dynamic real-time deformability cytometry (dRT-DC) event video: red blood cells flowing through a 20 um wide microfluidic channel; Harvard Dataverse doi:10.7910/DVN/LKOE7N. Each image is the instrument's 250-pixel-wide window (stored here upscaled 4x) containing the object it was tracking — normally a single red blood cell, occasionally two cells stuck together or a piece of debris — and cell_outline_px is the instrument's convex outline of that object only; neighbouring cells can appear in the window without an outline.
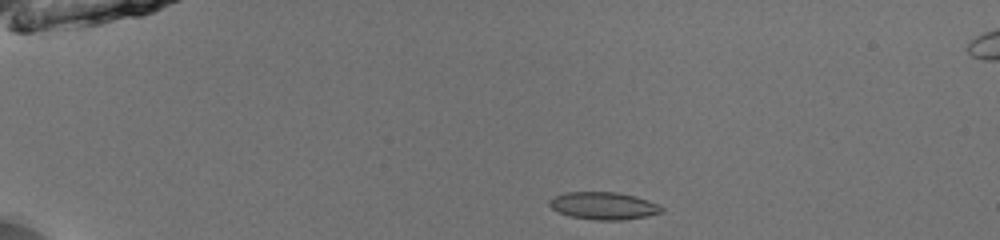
{"species": "common noctule bat (a hibernating species)", "species_latin": "Nyctalus noctula", "temperature_condition": "room temperature", "stored_images_in_passage": 41, "camera_frame_rate_fps": 3000, "um_per_image_px": 0.085, "animal": {"sex": "male", "body_mass_g": 13.0, "forearm_length_mm": 53.1}, "frame": {"image": 1, "passage_image": 1, "time_ms": 0.0, "image_size_px": [1000, 240], "cell_outline_px": [[664, 212], [648, 216], [624, 220], [596, 220], [568, 216], [552, 208], [548, 204], [548, 200], [552, 196], [564, 192], [616, 192], [636, 196], [648, 200], [664, 208]], "centroid_in_image_um": [51.29, 17.49], "position_along_channel_um": 33.7, "area_um2": 18.15}}
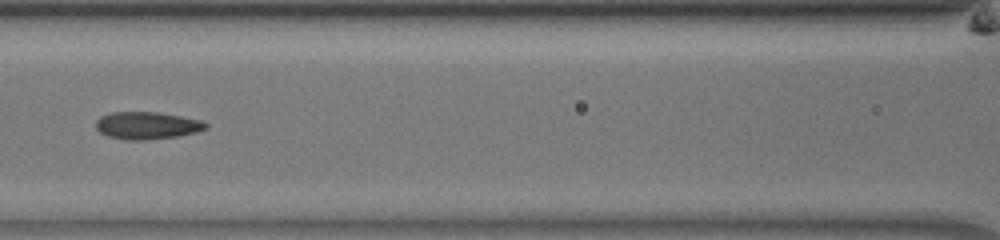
{"frame": {"image": 2, "passage_image": 15, "time_ms": 4.667, "image_size_px": [1000, 240], "cell_outline_px": [[208, 128], [196, 132], [180, 136], [144, 140], [124, 140], [108, 136], [100, 132], [96, 128], [96, 120], [100, 116], [112, 112], [156, 112], [180, 116], [200, 120], [208, 124]], "centroid_in_image_um": [12.49, 10.67], "position_along_channel_um": 154.1, "area_um2": 17.57}}
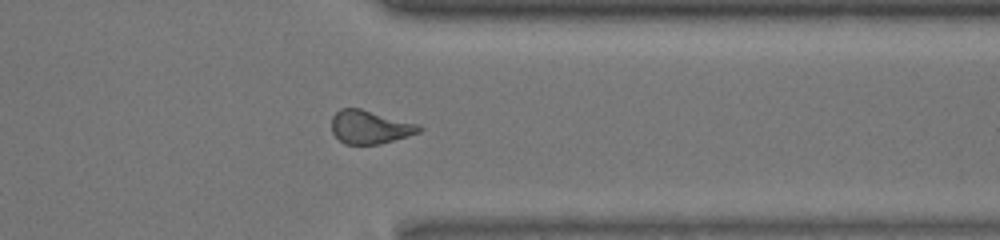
{"frame": {"image": 3, "passage_image": 32, "time_ms": 10.333, "image_size_px": [1000, 240], "cell_outline_px": [[424, 128], [420, 132], [408, 136], [380, 144], [344, 144], [332, 132], [332, 116], [340, 108], [360, 108], [420, 124]], "centroid_in_image_um": [31.47, 10.79], "position_along_channel_um": 379.9, "area_um2": 17.11}, "authors_computed_cell_mechanics": {"area_um2": 17.2244, "velocity_mm_per_s": 3.9947, "shape_relaxation_time_tau1_ms": 4.3479, "shape_relaxation_time_tau2_ms": 2.8781, "deformation_change_tau1": 0.1548, "deformation_change_tau2": 0.1029}}